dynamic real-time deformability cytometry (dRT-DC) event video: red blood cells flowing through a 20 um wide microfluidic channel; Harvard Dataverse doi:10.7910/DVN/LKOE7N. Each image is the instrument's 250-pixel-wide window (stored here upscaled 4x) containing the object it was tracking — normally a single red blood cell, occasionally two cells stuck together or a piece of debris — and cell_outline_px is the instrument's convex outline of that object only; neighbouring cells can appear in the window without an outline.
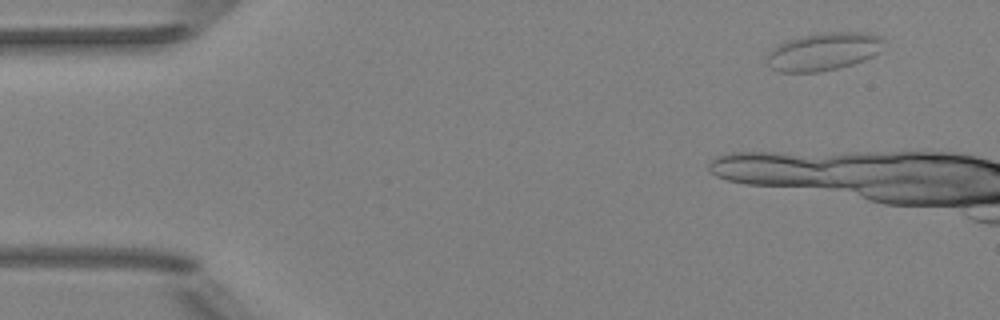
{"species": "Egyptian fruit bat (a non-hibernating species)", "species_latin": "Rousettus aegyptiacus", "temperature_condition": "room temperature", "stored_images_in_passage": 3, "camera_frame_rate_fps": 3000, "um_per_image_px": 0.085, "animal": {"sex": "female"}, "frame": {"image": 1, "passage_image": 1, "time_ms": 0.0, "image_size_px": [1000, 320], "cell_outline_px": [[884, 40], [880, 52], [864, 60], [852, 64], [836, 68], [816, 72], [780, 72], [764, 64], [764, 60], [768, 52], [772, 48], [788, 40], [800, 36], [824, 32], [868, 32], [884, 36]], "centroid_in_image_um": [69.99, 4.37], "position_along_channel_um": 15.0, "area_um2": 26.07}}